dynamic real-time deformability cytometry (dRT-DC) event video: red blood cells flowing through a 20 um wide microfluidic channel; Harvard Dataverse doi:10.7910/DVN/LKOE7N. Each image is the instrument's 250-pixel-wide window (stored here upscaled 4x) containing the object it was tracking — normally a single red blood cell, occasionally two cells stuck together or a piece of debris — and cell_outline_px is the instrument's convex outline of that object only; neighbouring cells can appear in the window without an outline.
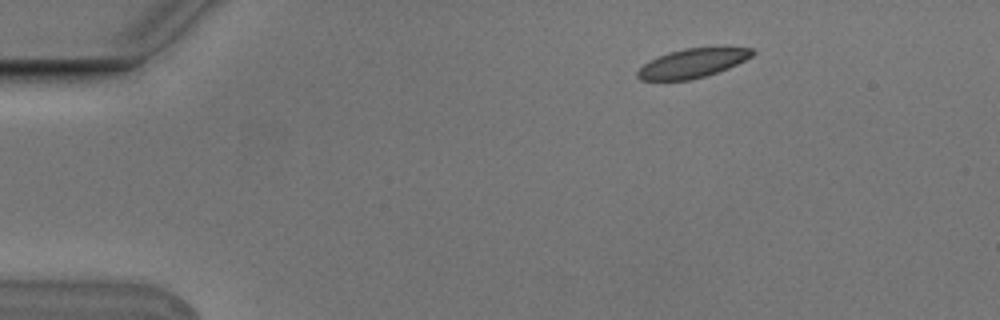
{"species": "Egyptian fruit bat (a non-hibernating species)", "species_latin": "Rousettus aegyptiacus", "temperature_condition": "cold", "stored_images_in_passage": 6, "camera_frame_rate_fps": 3000, "um_per_image_px": 0.085, "animal": {"sex": "male"}, "frame": {"image": 1, "passage_image": 1, "time_ms": 0.0, "image_size_px": [1000, 320], "cell_outline_px": [[756, 52], [752, 56], [728, 68], [704, 76], [688, 80], [640, 80], [636, 76], [636, 72], [648, 60], [668, 52], [684, 48], [724, 44], [752, 48]], "centroid_in_image_um": [58.92, 5.3], "position_along_channel_um": 26.1, "area_um2": 20.17}}
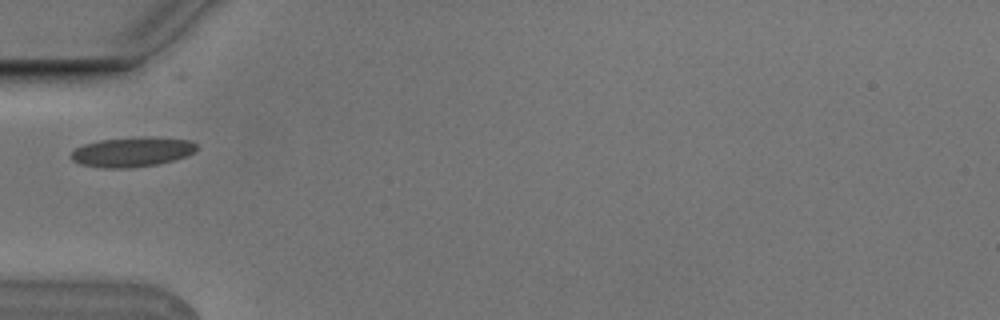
{"frame": {"image": 2, "passage_image": 4, "time_ms": 1.0, "image_size_px": [1000, 320], "cell_outline_px": [[196, 148], [192, 152], [184, 156], [172, 160], [156, 164], [128, 168], [104, 168], [80, 164], [72, 160], [72, 152], [76, 148], [84, 144], [100, 140], [132, 136], [152, 136], [192, 140], [196, 144]], "centroid_in_image_um": [11.22, 12.89], "position_along_channel_um": 73.8, "area_um2": 21.79}}
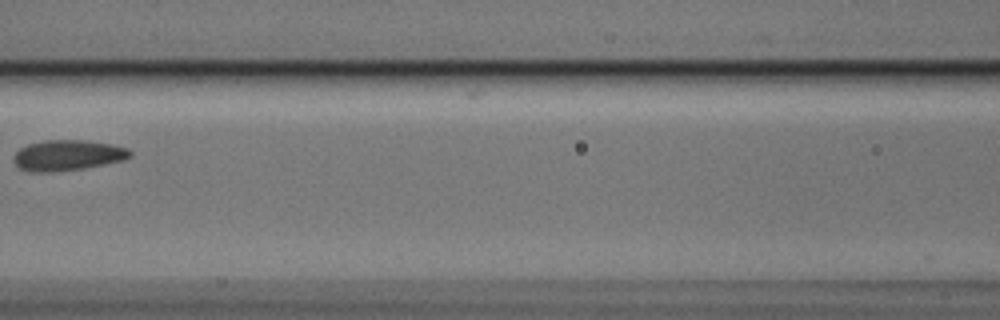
{"frame": {"image": 3, "passage_image": 6, "time_ms": 1.667, "image_size_px": [1000, 320], "cell_outline_px": [[132, 156], [124, 160], [84, 168], [52, 172], [32, 172], [20, 168], [12, 160], [12, 156], [20, 148], [28, 144], [44, 140], [84, 140], [112, 144], [128, 148], [132, 152]], "centroid_in_image_um": [5.75, 13.19], "position_along_channel_um": 160.9, "area_um2": 20.87}}